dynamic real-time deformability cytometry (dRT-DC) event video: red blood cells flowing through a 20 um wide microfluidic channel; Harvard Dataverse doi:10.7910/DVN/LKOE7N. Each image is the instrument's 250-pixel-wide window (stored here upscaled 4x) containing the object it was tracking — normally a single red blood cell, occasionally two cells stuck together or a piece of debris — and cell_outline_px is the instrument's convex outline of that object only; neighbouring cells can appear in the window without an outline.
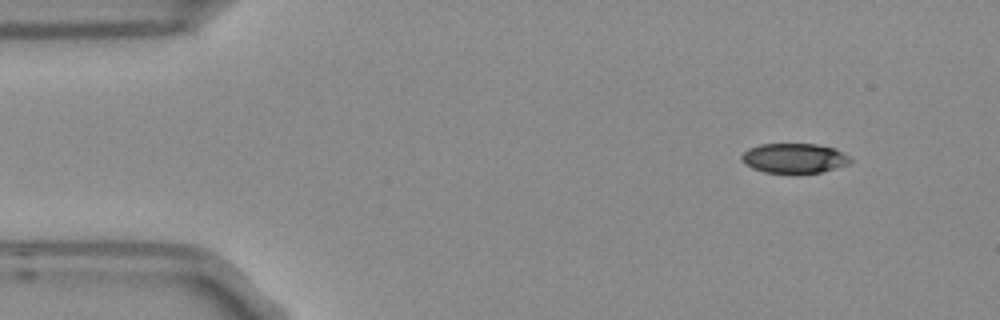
{"species": "Egyptian fruit bat (a non-hibernating species)", "species_latin": "Rousettus aegyptiacus", "temperature_condition": "room temperature", "stored_images_in_passage": 3, "segment_of_instrument_passage": [2, 2], "camera_frame_rate_fps": 3000, "um_per_image_px": 0.085, "frame": {"image": 1, "passage_image": 3, "time_ms": 0.667, "image_size_px": [1000, 320], "cell_outline_px": [[852, 160], [848, 164], [820, 172], [764, 172], [752, 168], [744, 164], [740, 160], [740, 156], [748, 148], [760, 144], [816, 144], [836, 148], [848, 156]], "centroid_in_image_um": [67.47, 13.43], "position_along_channel_um": 17.5, "area_um2": 18.73}}